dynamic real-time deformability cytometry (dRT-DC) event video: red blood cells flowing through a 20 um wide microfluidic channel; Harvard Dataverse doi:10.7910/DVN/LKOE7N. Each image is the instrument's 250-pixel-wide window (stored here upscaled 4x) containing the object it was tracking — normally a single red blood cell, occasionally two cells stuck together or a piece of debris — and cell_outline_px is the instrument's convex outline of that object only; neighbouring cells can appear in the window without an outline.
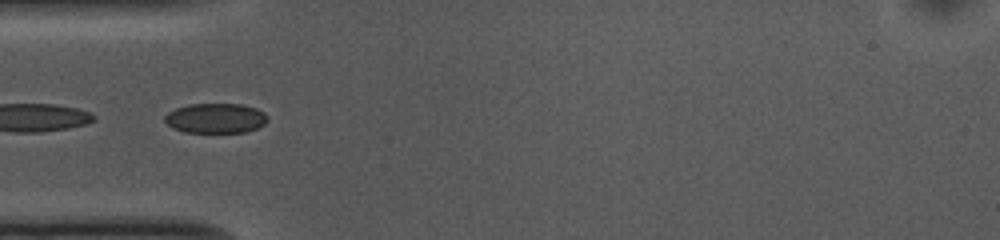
{"species": "common noctule bat (a hibernating species)", "species_latin": "Nyctalus noctula", "temperature_condition": "cold", "stored_images_in_passage": 51, "segment_of_instrument_passage": [2, 2], "camera_frame_rate_fps": 3000, "um_per_image_px": 0.085, "animal": {"sex": "female", "body_mass_g": 10.0, "forearm_length_mm": 53.1}, "frame": {"image": 1, "passage_image": 15, "time_ms": 4.667, "image_size_px": [1000, 240], "cell_outline_px": [[268, 120], [264, 124], [256, 128], [244, 132], [184, 132], [172, 128], [164, 120], [164, 116], [168, 112], [176, 108], [188, 104], [240, 104], [256, 108], [264, 112], [268, 116]], "centroid_in_image_um": [18.32, 10.04], "position_along_channel_um": 66.7, "area_um2": 17.92}}
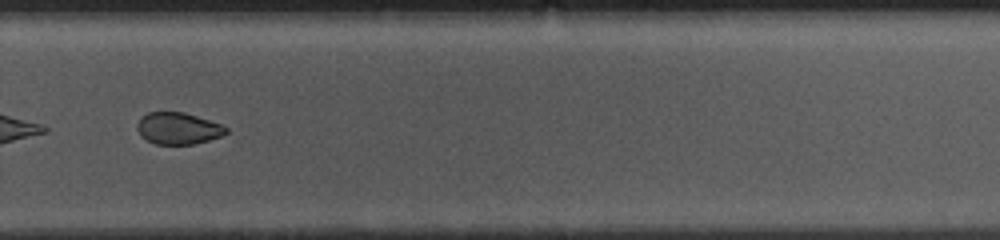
{"frame": {"image": 2, "passage_image": 35, "time_ms": 11.333, "image_size_px": [1000, 240], "cell_outline_px": [[228, 132], [220, 136], [208, 140], [192, 144], [156, 144], [140, 136], [136, 128], [136, 124], [148, 112], [184, 112], [220, 124], [228, 128]], "centroid_in_image_um": [15.12, 10.91], "position_along_channel_um": 314.7, "area_um2": 16.24}}
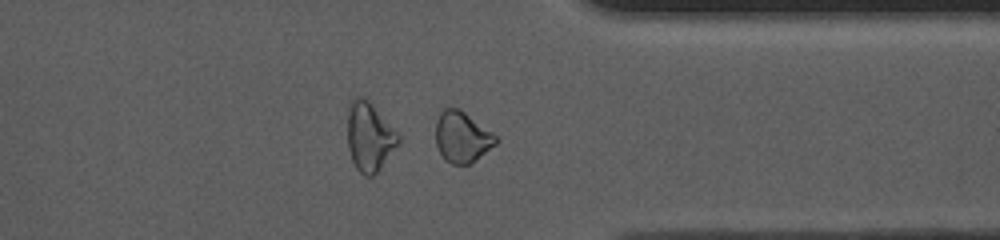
{"frame": {"image": 3, "passage_image": 40, "time_ms": 13.0, "image_size_px": [1000, 240], "cell_outline_px": [[496, 144], [476, 160], [468, 164], [452, 164], [444, 160], [436, 144], [436, 120], [440, 112], [444, 108], [460, 108], [492, 132], [496, 136]], "centroid_in_image_um": [39.26, 11.64], "position_along_channel_um": 372.1, "area_um2": 17.8}}